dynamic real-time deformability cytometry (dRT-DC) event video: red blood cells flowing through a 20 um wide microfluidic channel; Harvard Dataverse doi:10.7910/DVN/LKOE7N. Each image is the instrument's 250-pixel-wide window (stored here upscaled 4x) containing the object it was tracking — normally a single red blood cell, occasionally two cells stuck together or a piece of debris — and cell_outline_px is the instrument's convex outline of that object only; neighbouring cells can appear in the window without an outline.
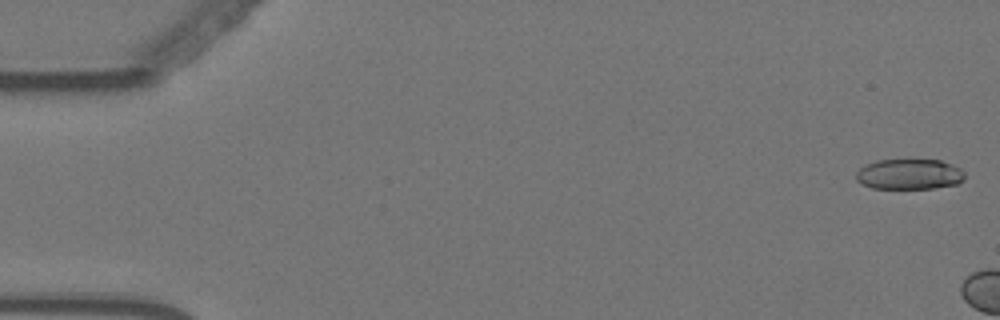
{"species": "Egyptian fruit bat (a non-hibernating species)", "species_latin": "Rousettus aegyptiacus", "temperature_condition": "warm", "stored_images_in_passage": 4, "camera_frame_rate_fps": 3000, "um_per_image_px": 0.085, "animal": {"sex": "female"}, "frame": {"image": 1, "passage_image": 1, "time_ms": 0.0, "image_size_px": [1000, 320], "cell_outline_px": [[964, 180], [956, 184], [932, 188], [872, 188], [860, 184], [856, 180], [856, 172], [864, 164], [876, 160], [908, 156], [912, 156], [940, 160], [952, 164], [960, 168], [964, 172]], "centroid_in_image_um": [77.26, 14.74], "position_along_channel_um": 7.7, "area_um2": 20.35}}